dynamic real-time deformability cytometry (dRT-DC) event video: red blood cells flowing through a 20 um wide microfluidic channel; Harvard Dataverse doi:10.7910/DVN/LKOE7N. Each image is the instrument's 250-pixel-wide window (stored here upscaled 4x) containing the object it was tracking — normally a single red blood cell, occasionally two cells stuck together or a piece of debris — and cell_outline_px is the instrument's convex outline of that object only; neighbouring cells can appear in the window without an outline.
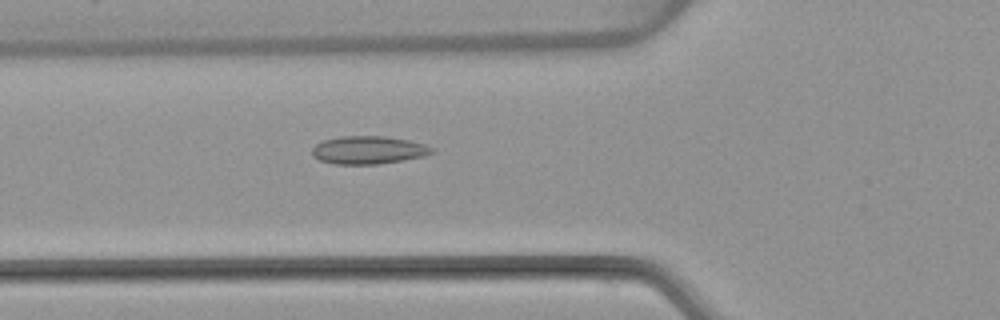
{"species": "common noctule bat (a hibernating species)", "species_latin": "Nyctalus noctula", "temperature_condition": "warm", "stored_images_in_passage": 52, "camera_frame_rate_fps": 3000, "um_per_image_px": 0.085, "animal": {"sex": "female", "body_mass_g": 22.7, "forearm_length_mm": 54.2}, "frame": {"image": 1, "passage_image": 19, "time_ms": 6.0, "image_size_px": [1000, 320], "cell_outline_px": [[436, 152], [424, 156], [380, 164], [332, 164], [320, 160], [312, 156], [312, 148], [316, 144], [324, 140], [340, 136], [384, 136], [408, 140], [424, 144], [432, 148]], "centroid_in_image_um": [31.3, 12.75], "position_along_channel_um": 94.5, "area_um2": 19.54}}
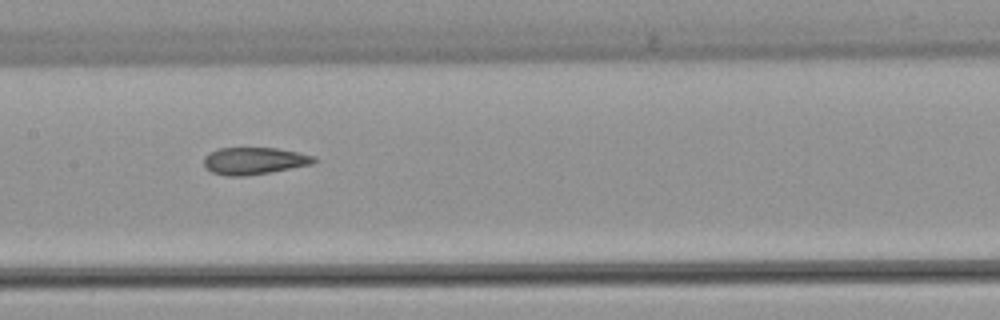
{"frame": {"image": 2, "passage_image": 26, "time_ms": 8.333, "image_size_px": [1000, 320], "cell_outline_px": [[320, 160], [312, 164], [272, 172], [244, 176], [228, 176], [212, 172], [204, 164], [204, 156], [220, 148], [276, 148], [296, 152], [312, 156]], "centroid_in_image_um": [21.63, 13.68], "position_along_channel_um": 185.8, "area_um2": 17.22}}
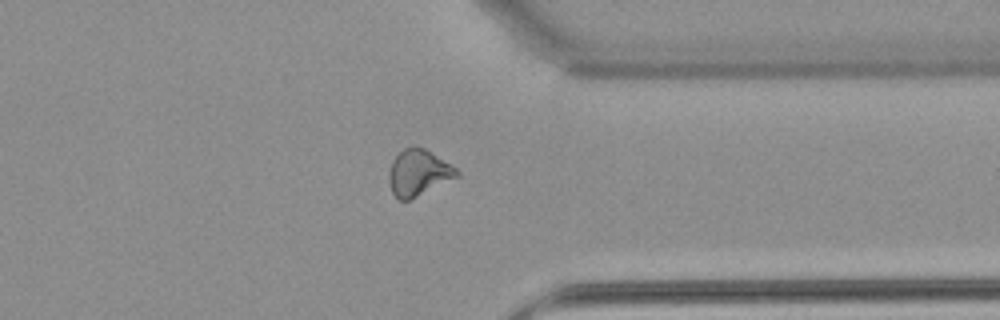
{"frame": {"image": 3, "passage_image": 41, "time_ms": 13.333, "image_size_px": [1000, 320], "cell_outline_px": [[460, 176], [408, 200], [400, 200], [392, 192], [388, 180], [388, 172], [392, 160], [404, 148], [416, 144], [424, 148], [452, 164], [460, 172]], "centroid_in_image_um": [35.57, 14.65], "position_along_channel_um": 375.8, "area_um2": 18.38}, "authors_computed_cell_mechanics": {"area_um2": 18.5249, "velocity_mm_per_s": 3.8931, "shape_relaxation_time_tau1_ms": null, "shape_relaxation_time_tau2_ms": 2.9732, "deformation_change_tau1": null, "deformation_change_tau2": 0.1026}}